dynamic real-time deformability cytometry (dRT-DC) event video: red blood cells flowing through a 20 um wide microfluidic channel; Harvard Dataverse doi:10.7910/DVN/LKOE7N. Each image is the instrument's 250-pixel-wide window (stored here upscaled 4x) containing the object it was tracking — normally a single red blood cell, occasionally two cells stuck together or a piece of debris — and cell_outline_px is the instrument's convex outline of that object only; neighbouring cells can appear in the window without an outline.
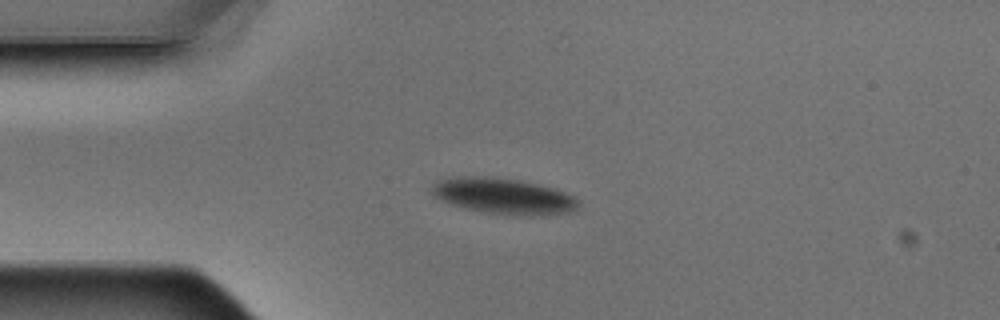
{"species": "Egyptian fruit bat (a non-hibernating species)", "species_latin": "Rousettus aegyptiacus", "temperature_condition": "warm", "stored_images_in_passage": 10, "camera_frame_rate_fps": 3000, "um_per_image_px": 0.085, "animal": {"sex": "male"}, "frame": {"image": 1, "passage_image": 3, "time_ms": 0.667, "image_size_px": [1000, 320], "cell_outline_px": [[580, 204], [572, 212], [540, 216], [508, 216], [484, 212], [464, 208], [452, 204], [436, 196], [432, 192], [432, 184], [440, 180], [452, 176], [484, 176], [520, 180], [556, 188], [576, 196]], "centroid_in_image_um": [42.87, 16.68], "position_along_channel_um": 42.1, "area_um2": 31.15}}
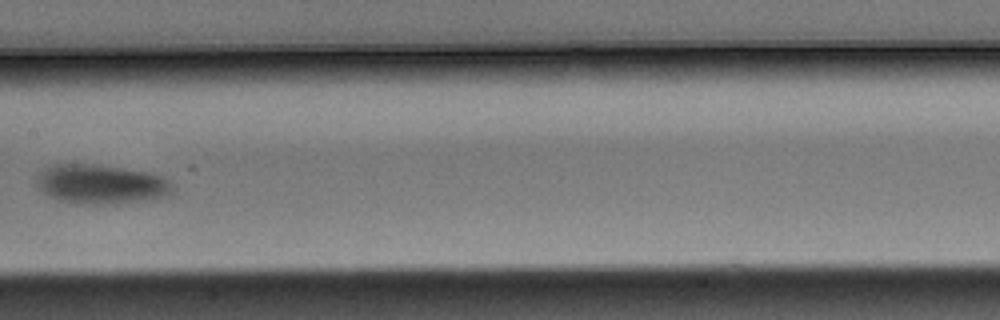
{"frame": {"image": 2, "passage_image": 7, "time_ms": 2.0, "image_size_px": [1000, 320], "cell_outline_px": [[172, 192], [168, 196], [152, 200], [112, 204], [76, 204], [60, 200], [40, 192], [36, 184], [36, 176], [44, 168], [52, 164], [96, 164], [152, 172], [168, 180], [172, 184]], "centroid_in_image_um": [8.58, 15.66], "position_along_channel_um": 198.8, "area_um2": 31.79}}
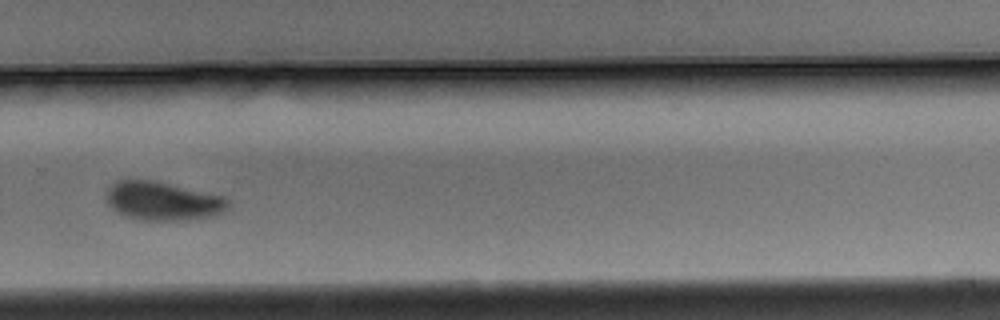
{"frame": {"image": 3, "passage_image": 10, "time_ms": 3.0, "image_size_px": [1000, 320], "cell_outline_px": [[232, 204], [224, 212], [208, 216], [188, 220], [144, 220], [124, 216], [116, 212], [108, 204], [104, 196], [104, 192], [116, 180], [152, 180], [228, 196], [232, 200]], "centroid_in_image_um": [13.87, 17.08], "position_along_channel_um": 315.9, "area_um2": 27.98}}